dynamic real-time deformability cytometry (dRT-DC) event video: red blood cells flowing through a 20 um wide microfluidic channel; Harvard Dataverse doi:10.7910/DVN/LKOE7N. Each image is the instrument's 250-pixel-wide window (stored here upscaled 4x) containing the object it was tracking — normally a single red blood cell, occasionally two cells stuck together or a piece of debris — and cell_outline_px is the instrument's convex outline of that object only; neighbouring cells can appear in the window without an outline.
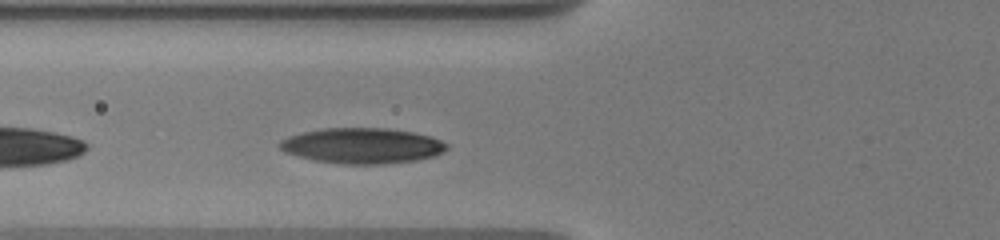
{"species": "human", "species_latin": "Homo sapiens", "temperature_condition": "warm", "stored_images_in_passage": 41, "camera_frame_rate_fps": 3000, "um_per_image_px": 0.085, "donor": {"sex": "male"}, "frame": {"image": 1, "passage_image": 11, "time_ms": 1.333, "image_size_px": [1000, 240], "cell_outline_px": [[448, 148], [444, 152], [432, 156], [416, 160], [384, 164], [340, 164], [316, 160], [284, 152], [276, 144], [280, 140], [288, 136], [304, 132], [324, 128], [388, 128], [412, 132], [432, 136], [448, 144]], "centroid_in_image_um": [30.79, 12.38], "position_along_channel_um": 95.0, "area_um2": 34.62}}
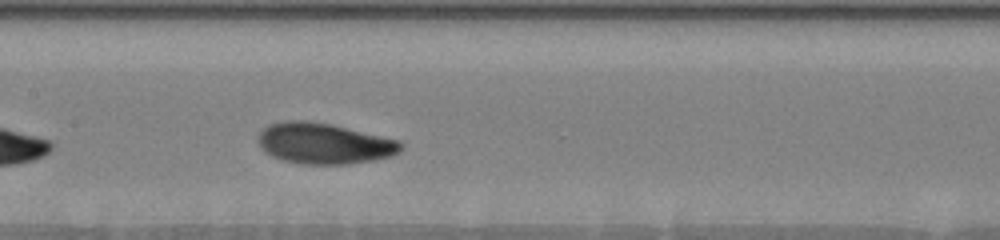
{"frame": {"image": 2, "passage_image": 28, "time_ms": 3.667, "image_size_px": [1000, 240], "cell_outline_px": [[404, 148], [400, 152], [392, 156], [372, 160], [348, 164], [300, 164], [280, 160], [264, 152], [256, 140], [260, 132], [268, 124], [284, 120], [308, 120], [332, 124], [400, 140], [404, 144]], "centroid_in_image_um": [27.54, 12.19], "position_along_channel_um": 179.9, "area_um2": 34.56}}
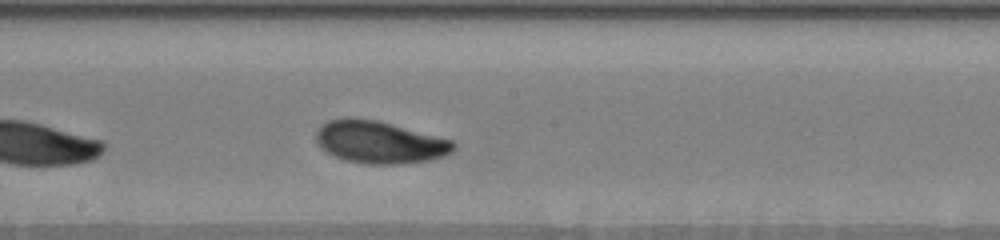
{"frame": {"image": 3, "passage_image": 35, "time_ms": 4.667, "image_size_px": [1000, 240], "cell_outline_px": [[456, 148], [452, 152], [444, 156], [428, 160], [400, 164], [364, 164], [348, 160], [336, 156], [328, 152], [316, 140], [316, 132], [328, 120], [344, 116], [348, 116], [376, 120], [392, 124], [452, 140], [456, 144]], "centroid_in_image_um": [32.29, 12.07], "position_along_channel_um": 215.9, "area_um2": 33.7}}